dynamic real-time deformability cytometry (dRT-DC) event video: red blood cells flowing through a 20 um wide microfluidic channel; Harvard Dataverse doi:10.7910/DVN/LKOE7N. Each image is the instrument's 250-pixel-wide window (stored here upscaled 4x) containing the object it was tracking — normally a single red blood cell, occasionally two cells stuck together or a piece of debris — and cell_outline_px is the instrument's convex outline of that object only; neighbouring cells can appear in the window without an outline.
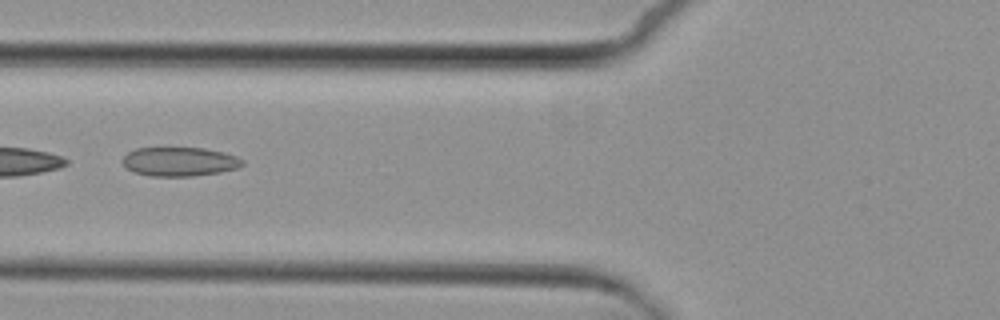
{"species": "common noctule bat (a hibernating species)", "species_latin": "Nyctalus noctula", "temperature_condition": "cold", "stored_images_in_passage": 5, "segment_of_instrument_passage": [2, 2], "camera_frame_rate_fps": 3000, "um_per_image_px": 0.085, "animal": {"sex": "female", "body_mass_g": 29.2, "forearm_length_mm": 56.3}, "frame": {"image": 1, "passage_image": 5, "time_ms": 5.0, "image_size_px": [1000, 320], "cell_outline_px": [[244, 164], [236, 168], [220, 172], [192, 176], [148, 176], [132, 172], [120, 160], [128, 152], [136, 148], [204, 148], [224, 152], [236, 156], [244, 160]], "centroid_in_image_um": [15.24, 13.74], "position_along_channel_um": 110.6, "area_um2": 20.35}}